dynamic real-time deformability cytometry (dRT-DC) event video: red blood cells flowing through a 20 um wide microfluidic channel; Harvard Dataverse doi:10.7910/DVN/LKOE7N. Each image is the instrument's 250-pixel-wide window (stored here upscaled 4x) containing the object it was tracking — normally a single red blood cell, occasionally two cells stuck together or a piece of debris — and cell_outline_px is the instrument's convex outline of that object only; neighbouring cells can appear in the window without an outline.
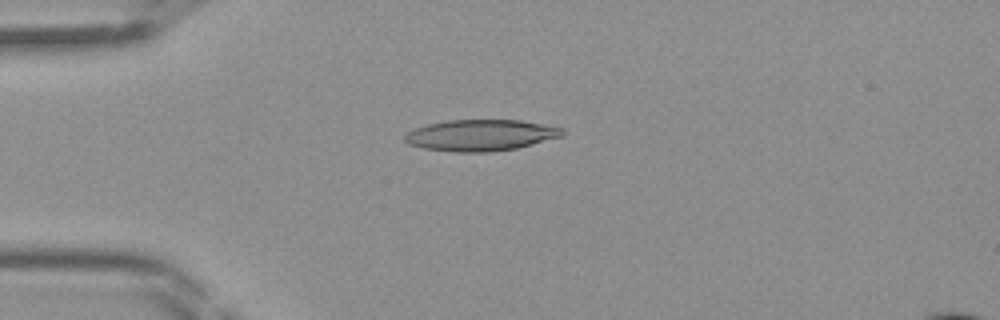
{"species": "Egyptian fruit bat (a non-hibernating species)", "species_latin": "Rousettus aegyptiacus", "temperature_condition": "room temperature", "stored_images_in_passage": 44, "camera_frame_rate_fps": 3000, "um_per_image_px": 0.085, "frame": {"image": 1, "passage_image": 11, "time_ms": 3.333, "image_size_px": [1000, 320], "cell_outline_px": [[564, 136], [516, 148], [488, 152], [456, 152], [424, 148], [408, 144], [404, 140], [404, 136], [408, 132], [416, 128], [428, 124], [448, 120], [520, 120], [564, 128]], "centroid_in_image_um": [40.87, 11.49], "position_along_channel_um": 44.1, "area_um2": 28.61}}
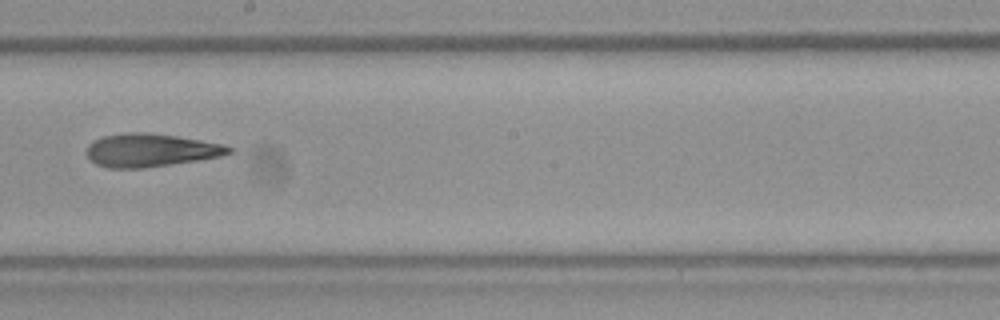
{"frame": {"image": 2, "passage_image": 25, "time_ms": 8.0, "image_size_px": [1000, 320], "cell_outline_px": [[236, 152], [220, 156], [196, 160], [144, 168], [108, 168], [96, 164], [84, 152], [88, 144], [104, 136], [132, 132], [144, 132], [176, 136], [224, 144], [232, 148]], "centroid_in_image_um": [12.8, 12.77], "position_along_channel_um": 235.4, "area_um2": 27.28}}
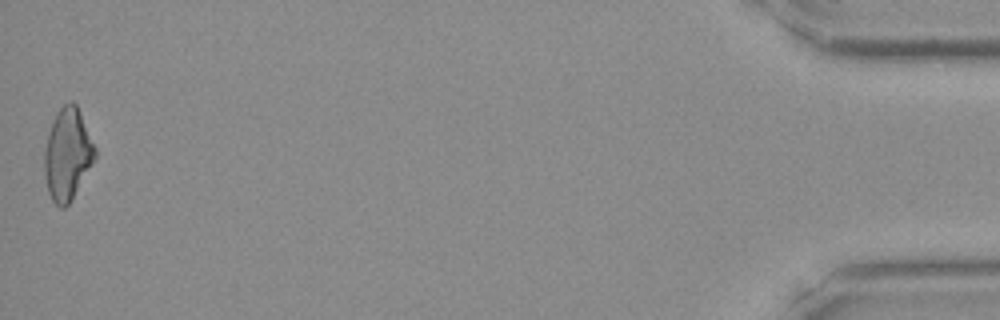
{"frame": {"image": 3, "passage_image": 44, "time_ms": 14.333, "image_size_px": [1000, 320], "cell_outline_px": [[96, 156], [92, 164], [68, 204], [64, 208], [60, 208], [52, 200], [48, 192], [44, 176], [44, 152], [48, 132], [52, 120], [56, 112], [64, 104], [72, 100], [76, 104], [80, 112], [96, 148]], "centroid_in_image_um": [5.72, 13.09], "position_along_channel_um": 429.5, "area_um2": 26.93}}